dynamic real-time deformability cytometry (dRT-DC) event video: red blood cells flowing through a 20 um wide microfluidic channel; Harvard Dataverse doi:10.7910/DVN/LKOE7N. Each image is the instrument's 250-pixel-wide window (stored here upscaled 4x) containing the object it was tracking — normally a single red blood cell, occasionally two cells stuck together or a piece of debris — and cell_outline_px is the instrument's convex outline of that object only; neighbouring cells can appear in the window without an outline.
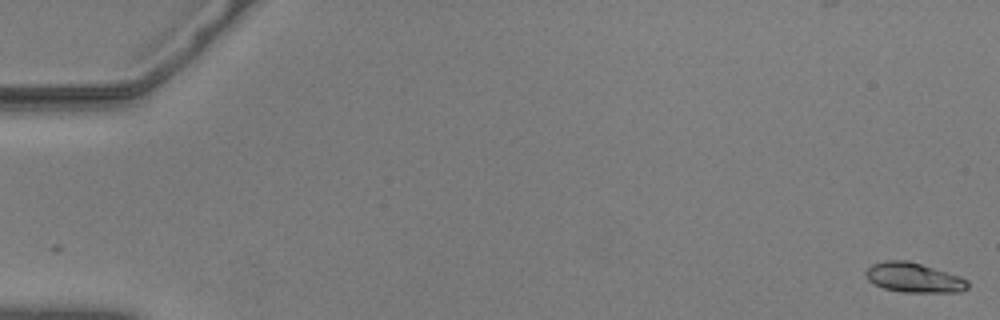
{"species": "common noctule bat (a hibernating species)", "species_latin": "Nyctalus noctula", "temperature_condition": "warm", "stored_images_in_passage": 57, "camera_frame_rate_fps": 3000, "um_per_image_px": 0.085, "animal": {"sex": "male", "body_mass_g": 20.5, "forearm_length_mm": 52.5}, "frame": {"image": 1, "passage_image": 1, "time_ms": 0.0, "image_size_px": [1000, 320], "cell_outline_px": [[968, 288], [960, 292], [904, 292], [884, 288], [868, 280], [864, 272], [872, 264], [888, 260], [908, 260], [960, 276], [968, 280]], "centroid_in_image_um": [77.69, 23.59], "position_along_channel_um": 7.3, "area_um2": 17.51}}
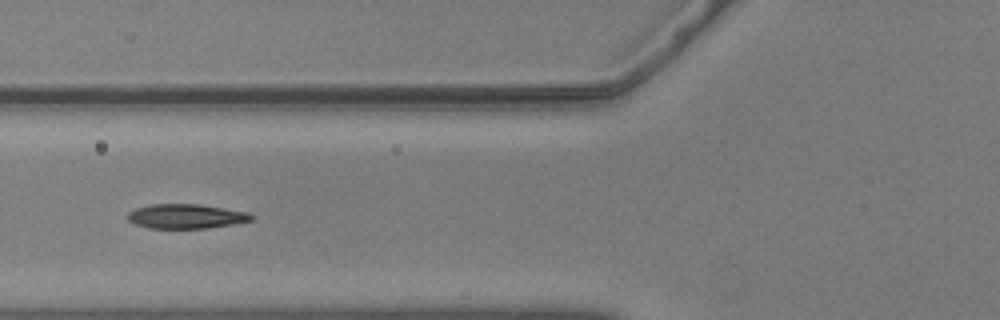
{"frame": {"image": 2, "passage_image": 23, "time_ms": 7.333, "image_size_px": [1000, 320], "cell_outline_px": [[256, 216], [252, 220], [232, 224], [208, 228], [148, 228], [136, 224], [128, 220], [128, 212], [136, 208], [152, 204], [200, 204], [248, 212]], "centroid_in_image_um": [15.83, 18.38], "position_along_channel_um": 110.0, "area_um2": 17.63}}
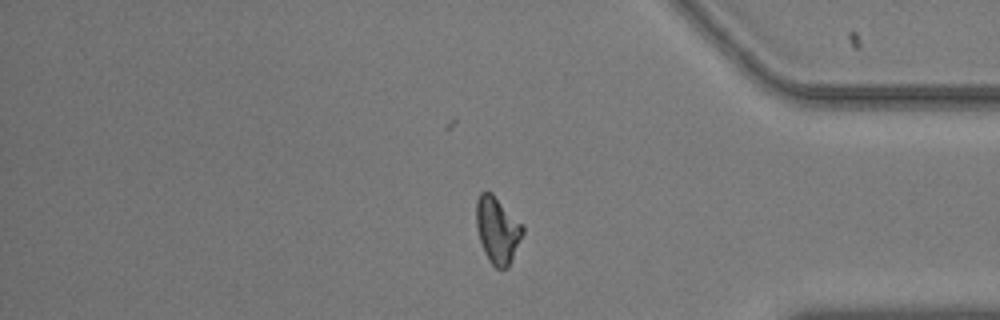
{"frame": {"image": 3, "passage_image": 48, "time_ms": 15.667, "image_size_px": [1000, 320], "cell_outline_px": [[524, 232], [508, 268], [496, 268], [488, 260], [484, 252], [480, 240], [476, 224], [476, 200], [480, 192], [492, 192], [524, 228]], "centroid_in_image_um": [42.26, 19.56], "position_along_channel_um": 392.9, "area_um2": 17.74}, "authors_computed_cell_mechanics": {"area_um2": 17.7446, "velocity_mm_per_s": 3.6295, "shape_relaxation_time_tau1_ms": 4.2304, "shape_relaxation_time_tau2_ms": 1.6599, "deformation_change_tau1": 0.1601, "deformation_change_tau2": 0.0645}}